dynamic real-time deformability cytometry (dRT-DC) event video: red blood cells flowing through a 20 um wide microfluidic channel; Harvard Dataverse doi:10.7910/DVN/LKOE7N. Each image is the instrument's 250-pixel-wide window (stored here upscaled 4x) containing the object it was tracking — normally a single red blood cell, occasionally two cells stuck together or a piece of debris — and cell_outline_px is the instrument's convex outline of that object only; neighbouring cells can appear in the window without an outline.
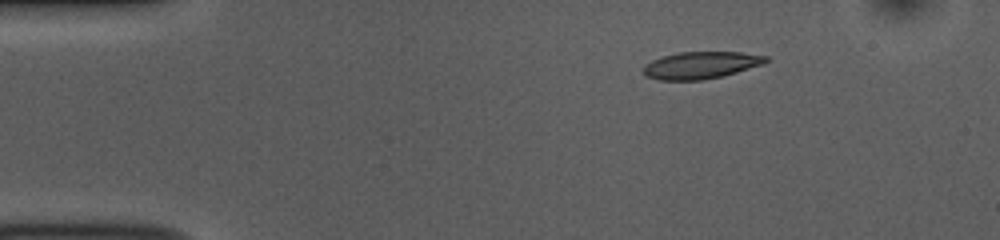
{"species": "common noctule bat (a hibernating species)", "species_latin": "Nyctalus noctula", "temperature_condition": "room temperature", "stored_images_in_passage": 45, "camera_frame_rate_fps": 3000, "um_per_image_px": 0.085, "animal": {"sex": "female", "body_mass_g": 10.0, "forearm_length_mm": 53.1}, "frame": {"image": 1, "passage_image": 1, "time_ms": 0.0, "image_size_px": [1000, 240], "cell_outline_px": [[768, 60], [764, 64], [736, 72], [720, 76], [700, 80], [660, 80], [644, 76], [644, 64], [652, 60], [664, 56], [680, 52], [740, 52], [768, 56]], "centroid_in_image_um": [59.56, 5.54], "position_along_channel_um": 25.4, "area_um2": 19.19}}
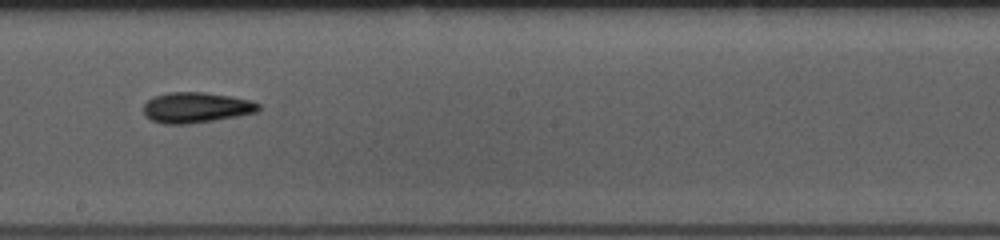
{"frame": {"image": 2, "passage_image": 22, "time_ms": 7.0, "image_size_px": [1000, 240], "cell_outline_px": [[260, 108], [256, 112], [236, 116], [212, 120], [184, 124], [164, 124], [152, 120], [144, 116], [144, 104], [148, 100], [156, 96], [168, 92], [204, 92], [232, 96], [252, 100], [260, 104]], "centroid_in_image_um": [16.67, 9.13], "position_along_channel_um": 231.5, "area_um2": 20.35}}
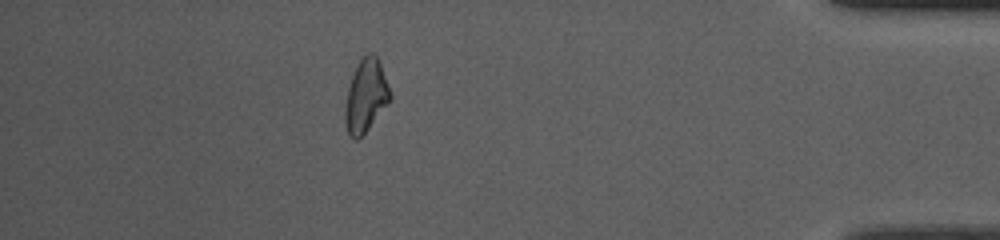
{"frame": {"image": 3, "passage_image": 39, "time_ms": 12.667, "image_size_px": [1000, 240], "cell_outline_px": [[392, 96], [388, 104], [368, 128], [356, 140], [352, 140], [344, 124], [344, 108], [348, 88], [352, 76], [360, 60], [368, 52], [372, 52], [380, 60]], "centroid_in_image_um": [31.09, 8.14], "position_along_channel_um": 404.1, "area_um2": 19.07}, "authors_computed_cell_mechanics": {"area_um2": 19.5942, "velocity_mm_per_s": 3.8428, "shape_relaxation_time_tau1_ms": 3.6279, "shape_relaxation_time_tau2_ms": 3.8083, "deformation_change_tau1": 0.1326, "deformation_change_tau2": 0.1118}}